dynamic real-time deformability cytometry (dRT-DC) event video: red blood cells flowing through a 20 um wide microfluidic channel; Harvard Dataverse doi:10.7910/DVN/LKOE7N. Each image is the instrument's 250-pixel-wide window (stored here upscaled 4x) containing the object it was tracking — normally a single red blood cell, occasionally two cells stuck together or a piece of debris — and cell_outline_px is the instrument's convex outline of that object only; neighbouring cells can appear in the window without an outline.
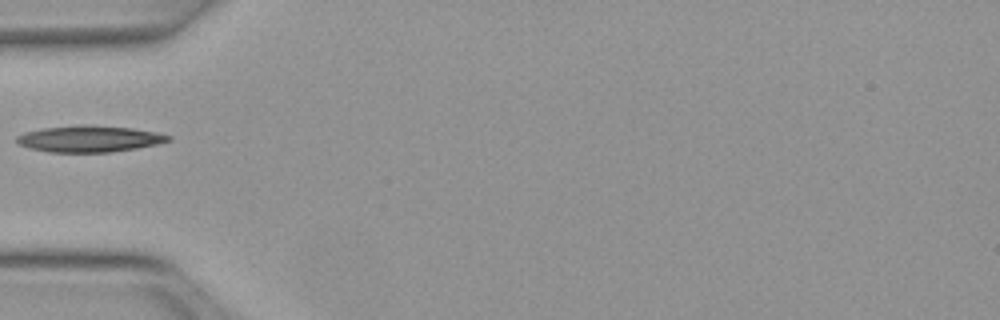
{"species": "Egyptian fruit bat (a non-hibernating species)", "species_latin": "Rousettus aegyptiacus", "temperature_condition": "warm", "stored_images_in_passage": 17, "camera_frame_rate_fps": 3000, "um_per_image_px": 0.085, "animal": {"sex": "female"}, "frame": {"image": 1, "passage_image": 1, "time_ms": 0.0, "image_size_px": [1000, 320], "cell_outline_px": [[172, 140], [156, 144], [136, 148], [112, 152], [48, 152], [32, 148], [20, 144], [16, 140], [16, 136], [24, 132], [44, 128], [132, 128], [156, 132], [172, 136]], "centroid_in_image_um": [7.63, 11.85], "position_along_channel_um": 77.4, "area_um2": 21.96}}